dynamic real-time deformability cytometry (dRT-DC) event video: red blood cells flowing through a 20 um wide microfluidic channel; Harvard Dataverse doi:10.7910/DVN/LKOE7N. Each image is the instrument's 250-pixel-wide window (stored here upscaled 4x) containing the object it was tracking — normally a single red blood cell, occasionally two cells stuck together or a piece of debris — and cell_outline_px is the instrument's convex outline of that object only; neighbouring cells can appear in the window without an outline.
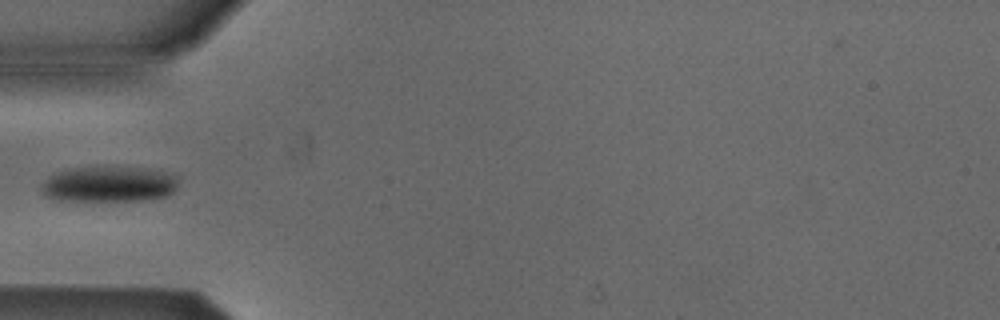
{"species": "Egyptian fruit bat (a non-hibernating species)", "species_latin": "Rousettus aegyptiacus", "temperature_condition": "cold", "stored_images_in_passage": 5, "camera_frame_rate_fps": 3000, "um_per_image_px": 0.085, "animal": {"sex": "male"}, "frame": {"image": 1, "passage_image": 4, "time_ms": 3.667, "image_size_px": [1000, 320], "cell_outline_px": [[180, 176], [176, 188], [168, 196], [148, 200], [56, 200], [44, 196], [44, 184], [52, 176], [60, 172], [80, 168], [160, 168]], "centroid_in_image_um": [9.45, 15.66], "position_along_channel_um": 75.6, "area_um2": 28.09}}
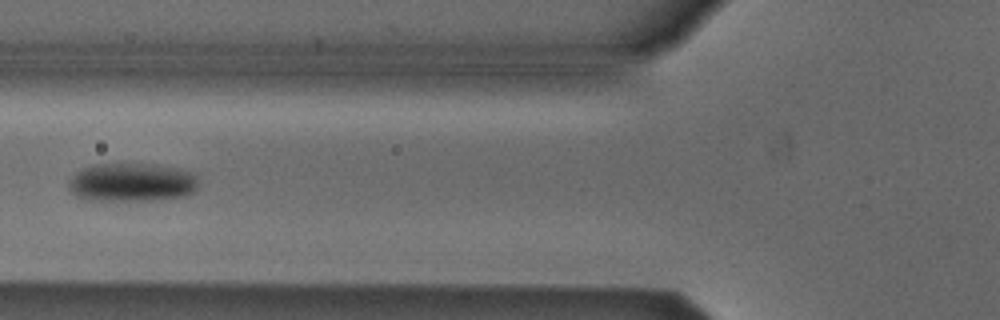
{"frame": {"image": 2, "passage_image": 5, "time_ms": 4.667, "image_size_px": [1000, 320], "cell_outline_px": [[200, 184], [196, 192], [184, 196], [152, 200], [80, 200], [68, 188], [68, 180], [76, 172], [92, 164], [156, 164], [180, 168], [196, 172]], "centroid_in_image_um": [11.26, 15.5], "position_along_channel_um": 114.5, "area_um2": 29.88}}